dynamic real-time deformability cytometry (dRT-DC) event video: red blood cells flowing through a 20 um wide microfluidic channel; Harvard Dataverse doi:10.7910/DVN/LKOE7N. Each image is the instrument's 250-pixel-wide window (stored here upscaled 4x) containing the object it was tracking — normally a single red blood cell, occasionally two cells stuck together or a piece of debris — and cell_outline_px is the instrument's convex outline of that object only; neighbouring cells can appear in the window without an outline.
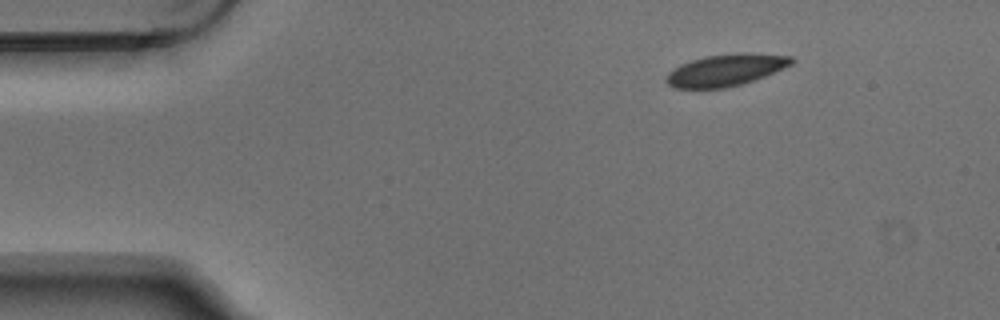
{"species": "Egyptian fruit bat (a non-hibernating species)", "species_latin": "Rousettus aegyptiacus", "temperature_condition": "warm", "stored_images_in_passage": 3, "camera_frame_rate_fps": 3000, "um_per_image_px": 0.085, "animal": {"sex": "male"}, "frame": {"image": 1, "passage_image": 1, "time_ms": 0.0, "image_size_px": [1000, 320], "cell_outline_px": [[796, 60], [792, 64], [764, 76], [740, 84], [724, 88], [676, 88], [668, 84], [664, 80], [668, 72], [680, 64], [704, 56], [740, 52], [748, 52], [792, 56]], "centroid_in_image_um": [61.68, 5.94], "position_along_channel_um": 23.3, "area_um2": 23.24}}